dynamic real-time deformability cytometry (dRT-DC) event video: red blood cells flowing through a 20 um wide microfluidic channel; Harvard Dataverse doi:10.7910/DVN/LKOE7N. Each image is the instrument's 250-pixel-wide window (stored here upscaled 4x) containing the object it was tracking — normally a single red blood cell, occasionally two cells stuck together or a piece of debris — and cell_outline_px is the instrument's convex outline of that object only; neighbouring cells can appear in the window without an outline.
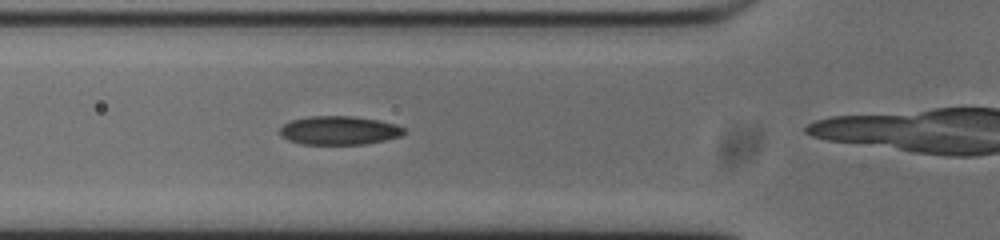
{"species": "common noctule bat (a hibernating species)", "species_latin": "Nyctalus noctula", "temperature_condition": "cold", "stored_images_in_passage": 10, "camera_frame_rate_fps": 3000, "um_per_image_px": 0.085, "animal": {"sex": "male", "body_mass_g": 20.0, "forearm_length_mm": 53.3}, "frame": {"image": 1, "passage_image": 6, "time_ms": 1.667, "image_size_px": [1000, 240], "cell_outline_px": [[404, 132], [400, 136], [384, 140], [364, 144], [304, 144], [288, 140], [280, 132], [280, 128], [284, 124], [292, 120], [308, 116], [352, 116], [376, 120], [396, 124], [404, 128]], "centroid_in_image_um": [28.82, 11.08], "position_along_channel_um": 97.0, "area_um2": 20.46}}
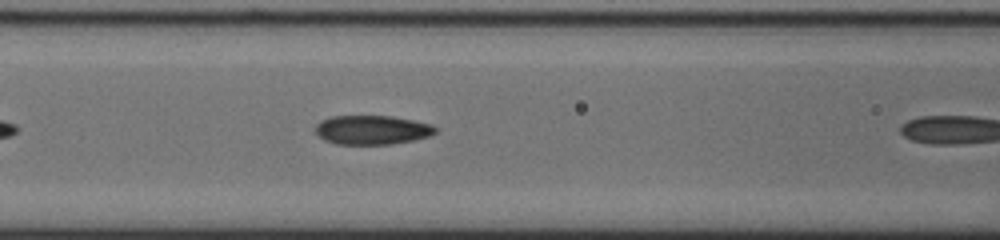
{"frame": {"image": 2, "passage_image": 9, "time_ms": 2.667, "image_size_px": [1000, 240], "cell_outline_px": [[436, 132], [428, 136], [412, 140], [388, 144], [336, 144], [324, 140], [316, 132], [316, 124], [320, 120], [332, 116], [392, 116], [432, 124], [436, 128]], "centroid_in_image_um": [31.6, 11.03], "position_along_channel_um": 135.0, "area_um2": 20.23}}